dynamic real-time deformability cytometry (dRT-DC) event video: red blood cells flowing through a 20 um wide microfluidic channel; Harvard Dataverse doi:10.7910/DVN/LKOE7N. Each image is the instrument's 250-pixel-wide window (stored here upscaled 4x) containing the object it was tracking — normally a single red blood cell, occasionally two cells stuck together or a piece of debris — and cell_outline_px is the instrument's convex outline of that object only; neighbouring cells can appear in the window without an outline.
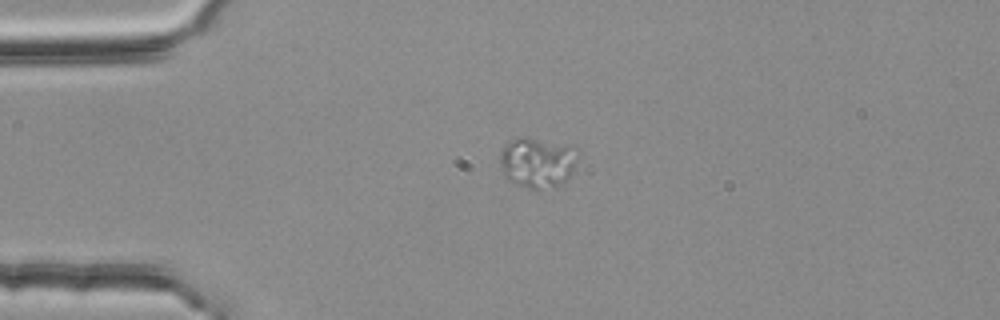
{"species": "common noctule bat (a hibernating species)", "species_latin": "Nyctalus noctula", "temperature_condition": "room temperature", "stored_images_in_passage": 43, "camera_frame_rate_fps": 3000, "um_per_image_px": 0.085, "animal": {"sex": "female", "body_mass_g": 25.1}, "frame": {"image": 1, "passage_image": 1, "time_ms": 0.0, "image_size_px": [1000, 320], "cell_outline_px": [[576, 160], [572, 172], [560, 184], [536, 188], [528, 188], [508, 180], [500, 164], [500, 148], [504, 144], [528, 136], [568, 144]], "centroid_in_image_um": [45.61, 13.77], "position_along_channel_um": 39.4, "area_um2": 22.14}}
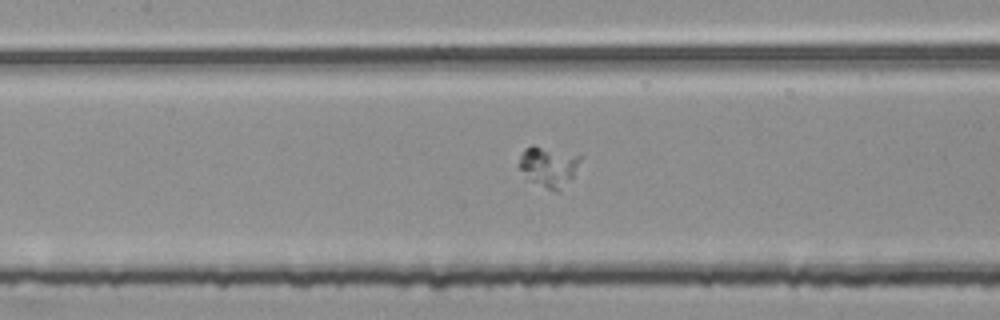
{"frame": {"image": 2, "passage_image": 13, "time_ms": 4.0, "image_size_px": [1000, 320], "cell_outline_px": [[580, 160], [572, 176], [560, 192], [556, 192], [528, 180], [520, 168], [520, 156], [524, 148], [532, 144], [580, 152]], "centroid_in_image_um": [46.66, 14.1], "position_along_channel_um": 160.7, "area_um2": 14.74}}